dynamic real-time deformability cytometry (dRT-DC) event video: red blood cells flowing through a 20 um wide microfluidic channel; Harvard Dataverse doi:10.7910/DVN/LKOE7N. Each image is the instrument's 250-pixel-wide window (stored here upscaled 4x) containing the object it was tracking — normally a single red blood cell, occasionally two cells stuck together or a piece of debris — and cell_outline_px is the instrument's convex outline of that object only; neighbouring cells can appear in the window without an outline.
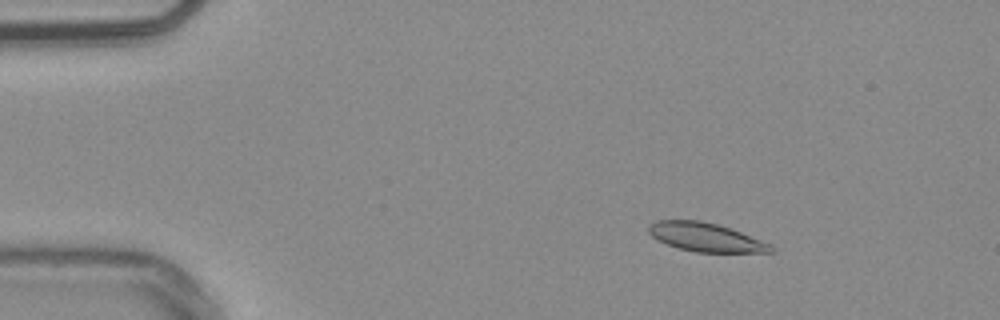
{"species": "common noctule bat (a hibernating species)", "species_latin": "Nyctalus noctula", "temperature_condition": "warm", "stored_images_in_passage": 10, "camera_frame_rate_fps": 3000, "um_per_image_px": 0.085, "animal": {"sex": "male", "body_mass_g": 20.4}, "frame": {"image": 1, "passage_image": 1, "time_ms": 0.0, "image_size_px": [1000, 320], "cell_outline_px": [[776, 252], [696, 252], [680, 248], [668, 244], [652, 236], [648, 232], [648, 224], [656, 220], [700, 220], [732, 228], [772, 244], [776, 248]], "centroid_in_image_um": [60.04, 20.15], "position_along_channel_um": 25.0, "area_um2": 20.52}}